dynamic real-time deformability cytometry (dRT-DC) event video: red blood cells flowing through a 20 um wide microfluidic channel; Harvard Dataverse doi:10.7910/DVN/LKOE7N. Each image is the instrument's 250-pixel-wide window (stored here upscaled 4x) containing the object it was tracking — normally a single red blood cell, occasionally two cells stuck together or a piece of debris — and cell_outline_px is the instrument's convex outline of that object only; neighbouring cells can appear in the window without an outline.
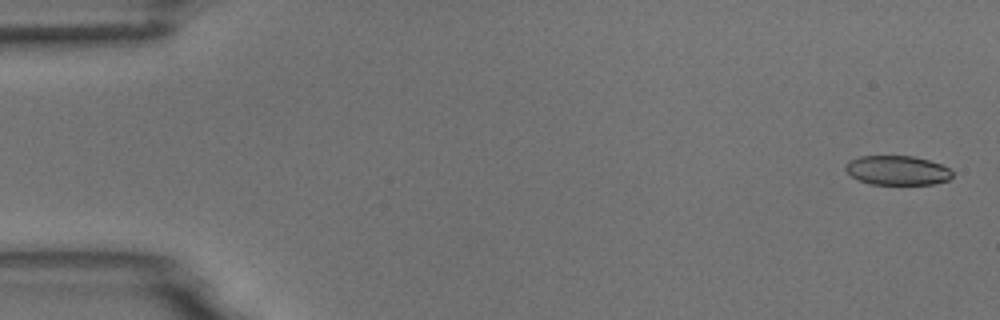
{"species": "common noctule bat (a hibernating species)", "species_latin": "Nyctalus noctula", "temperature_condition": "room temperature", "stored_images_in_passage": 7, "camera_frame_rate_fps": 3000, "um_per_image_px": 0.085, "animal": {"sex": "male", "body_mass_g": 18.8}, "frame": {"image": 1, "passage_image": 1, "time_ms": 0.0, "image_size_px": [1000, 320], "cell_outline_px": [[952, 176], [948, 180], [932, 184], [872, 184], [860, 180], [852, 176], [844, 168], [844, 164], [848, 160], [860, 156], [912, 156], [928, 160], [940, 164], [948, 168], [952, 172]], "centroid_in_image_um": [76.24, 14.47], "position_along_channel_um": 8.8, "area_um2": 18.15}}
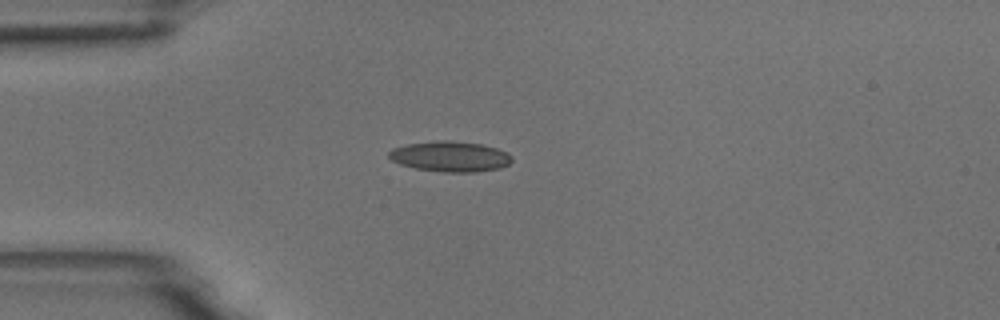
{"frame": {"image": 2, "passage_image": 4, "time_ms": 1.0, "image_size_px": [1000, 320], "cell_outline_px": [[512, 160], [508, 164], [500, 168], [472, 172], [444, 172], [416, 168], [400, 164], [392, 160], [388, 156], [388, 152], [392, 148], [408, 144], [436, 140], [452, 140], [480, 144], [496, 148], [508, 152], [512, 156]], "centroid_in_image_um": [38.26, 13.29], "position_along_channel_um": 46.7, "area_um2": 21.79}}